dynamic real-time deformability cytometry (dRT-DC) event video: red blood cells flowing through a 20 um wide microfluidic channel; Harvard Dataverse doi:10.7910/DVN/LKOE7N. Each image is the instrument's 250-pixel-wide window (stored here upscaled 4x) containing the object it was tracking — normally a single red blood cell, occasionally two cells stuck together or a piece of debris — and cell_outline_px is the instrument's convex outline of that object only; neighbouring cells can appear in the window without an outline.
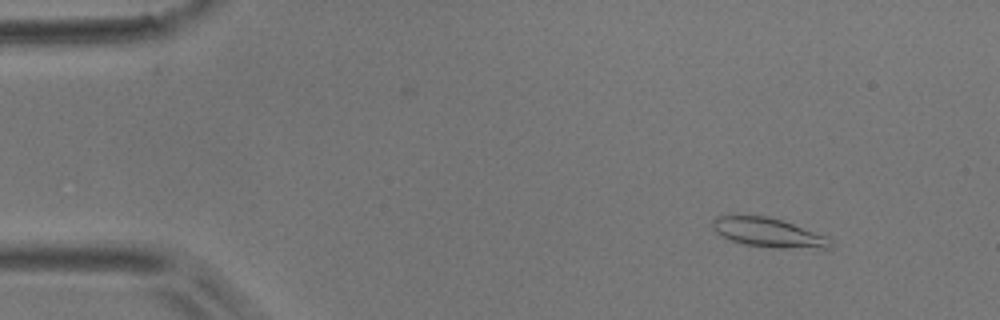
{"species": "common noctule bat (a hibernating species)", "species_latin": "Nyctalus noctula", "temperature_condition": "room temperature", "stored_images_in_passage": 51, "camera_frame_rate_fps": 3000, "um_per_image_px": 0.085, "animal": {"sex": "male", "body_mass_g": 17.9}, "frame": {"image": 1, "passage_image": 5, "time_ms": 1.333, "image_size_px": [1000, 320], "cell_outline_px": [[832, 244], [828, 248], [776, 248], [744, 244], [732, 240], [716, 232], [712, 228], [712, 220], [716, 216], [768, 216], [792, 224], [824, 236], [832, 240]], "centroid_in_image_um": [65.27, 19.77], "position_along_channel_um": 19.7, "area_um2": 19.54}}
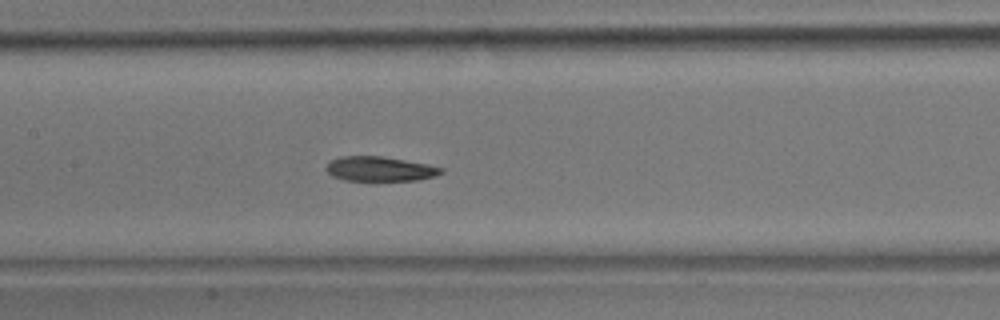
{"frame": {"image": 2, "passage_image": 24, "time_ms": 7.667, "image_size_px": [1000, 320], "cell_outline_px": [[444, 172], [420, 180], [344, 180], [332, 176], [324, 168], [328, 160], [340, 156], [384, 156], [428, 164], [444, 168]], "centroid_in_image_um": [32.25, 14.34], "position_along_channel_um": 175.2, "area_um2": 16.65}}
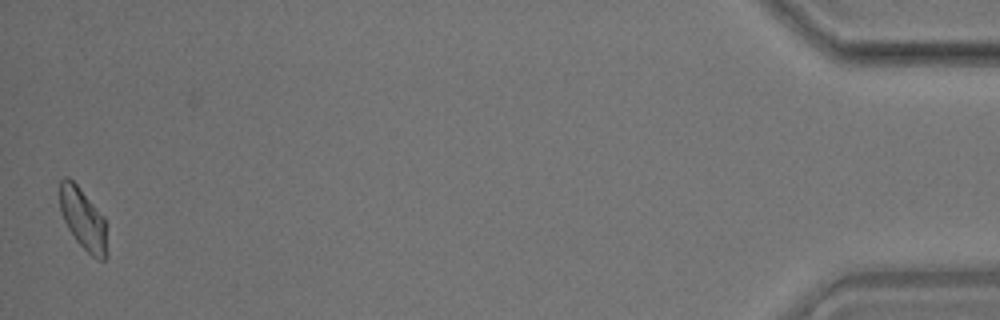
{"frame": {"image": 3, "passage_image": 51, "time_ms": 16.667, "image_size_px": [1000, 320], "cell_outline_px": [[108, 256], [104, 260], [96, 260], [76, 240], [68, 228], [60, 212], [60, 180], [64, 176], [68, 176], [76, 184], [104, 216], [108, 252]], "centroid_in_image_um": [7.08, 18.64], "position_along_channel_um": 428.1, "area_um2": 16.99}, "authors_computed_cell_mechanics": {"area_um2": 17.5712, "velocity_mm_per_s": 3.8182, "shape_relaxation_time_tau1_ms": 10.2572, "shape_relaxation_time_tau2_ms": 6.7756, "deformation_change_tau1": 0.2023, "deformation_change_tau2": 0.1386}}